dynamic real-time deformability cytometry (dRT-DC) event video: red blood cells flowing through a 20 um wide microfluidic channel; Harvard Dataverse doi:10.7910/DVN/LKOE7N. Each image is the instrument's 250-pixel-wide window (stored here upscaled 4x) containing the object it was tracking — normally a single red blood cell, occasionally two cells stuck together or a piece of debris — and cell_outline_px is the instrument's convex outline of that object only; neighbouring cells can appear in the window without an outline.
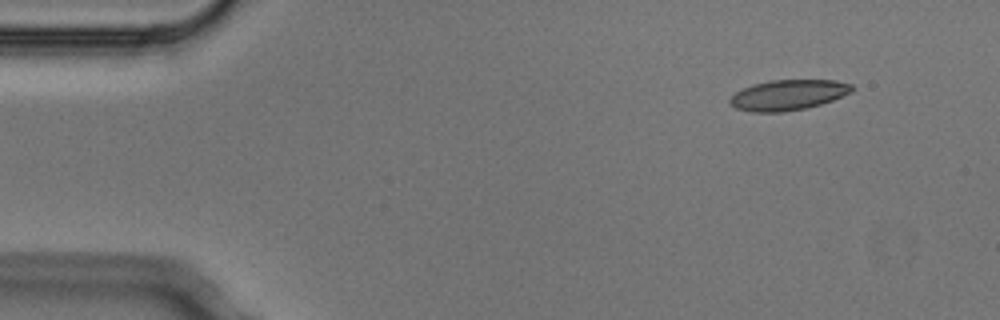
{"species": "Egyptian fruit bat (a non-hibernating species)", "species_latin": "Rousettus aegyptiacus", "temperature_condition": "cold", "stored_images_in_passage": 2, "camera_frame_rate_fps": 3000, "um_per_image_px": 0.085, "animal": {"sex": "male"}, "frame": {"image": 1, "passage_image": 2, "time_ms": 0.333, "image_size_px": [1000, 320], "cell_outline_px": [[856, 88], [852, 92], [832, 100], [820, 104], [804, 108], [784, 112], [752, 112], [736, 108], [728, 100], [736, 92], [752, 84], [772, 80], [836, 80], [852, 84]], "centroid_in_image_um": [67.02, 8.06], "position_along_channel_um": 18.0, "area_um2": 21.56}}